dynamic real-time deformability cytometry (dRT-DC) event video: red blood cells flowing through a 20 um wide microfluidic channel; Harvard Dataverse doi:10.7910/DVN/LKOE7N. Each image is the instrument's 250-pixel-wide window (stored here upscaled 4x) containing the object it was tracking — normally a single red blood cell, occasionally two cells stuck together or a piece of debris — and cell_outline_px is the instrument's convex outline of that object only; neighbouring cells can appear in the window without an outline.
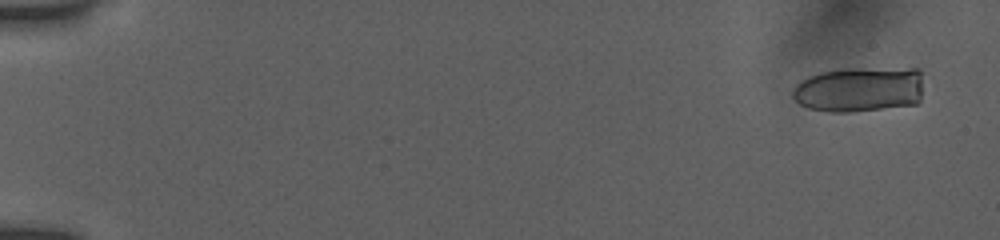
{"species": "human", "species_latin": "Homo sapiens", "temperature_condition": "room temperature", "stored_images_in_passage": 40, "camera_frame_rate_fps": 3000, "um_per_image_px": 0.085, "donor": {"sex": "female"}, "frame": {"image": 1, "passage_image": 1, "time_ms": 0.0, "image_size_px": [1000, 240], "cell_outline_px": [[920, 100], [916, 104], [848, 112], [828, 112], [808, 108], [800, 104], [792, 96], [792, 92], [796, 84], [820, 72], [844, 68], [916, 68], [920, 72]], "centroid_in_image_um": [73.03, 7.59], "position_along_channel_um": 12.0, "area_um2": 34.39}}
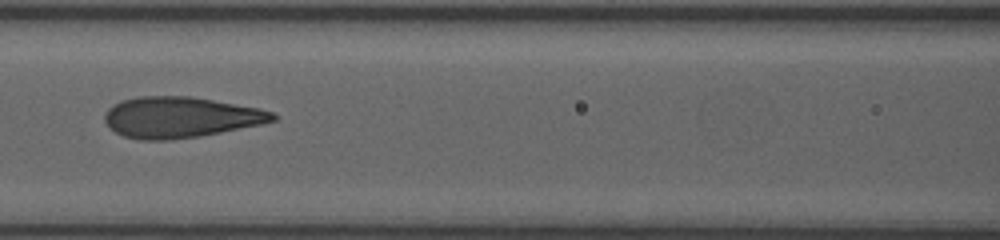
{"frame": {"image": 2, "passage_image": 18, "time_ms": 8.0, "image_size_px": [1000, 240], "cell_outline_px": [[276, 120], [260, 124], [200, 136], [172, 140], [140, 140], [124, 136], [116, 132], [104, 120], [104, 116], [108, 108], [112, 104], [120, 100], [140, 96], [188, 96], [260, 108], [272, 112], [276, 116]], "centroid_in_image_um": [15.3, 9.96], "position_along_channel_um": 151.3, "area_um2": 39.82}}
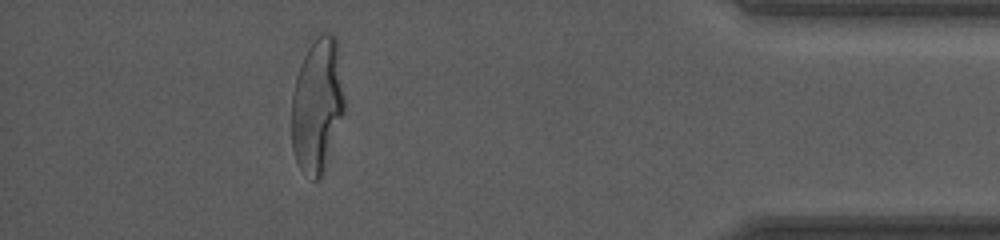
{"frame": {"image": 3, "passage_image": 35, "time_ms": 15.667, "image_size_px": [1000, 240], "cell_outline_px": [[344, 112], [320, 180], [312, 180], [300, 168], [296, 160], [292, 148], [292, 92], [296, 76], [300, 64], [308, 48], [320, 32], [328, 32], [336, 36], [344, 96]], "centroid_in_image_um": [26.96, 8.93], "position_along_channel_um": 408.2, "area_um2": 41.21}, "authors_computed_cell_mechanics": {"area_um2": 39.7375, "velocity_mm_per_s": 3.8856, "shape_relaxation_time_tau1_ms": 4.4815, "shape_relaxation_time_tau2_ms": null, "deformation_change_tau1": 0.216, "deformation_change_tau2": null}}